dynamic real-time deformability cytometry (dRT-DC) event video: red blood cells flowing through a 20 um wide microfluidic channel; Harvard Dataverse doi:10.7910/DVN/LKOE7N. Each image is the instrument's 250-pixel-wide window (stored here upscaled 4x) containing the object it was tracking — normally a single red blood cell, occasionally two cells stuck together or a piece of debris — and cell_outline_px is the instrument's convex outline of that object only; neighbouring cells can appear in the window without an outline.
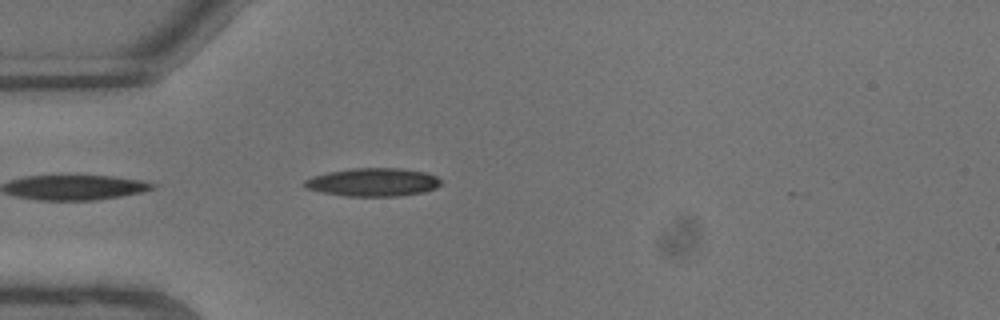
{"species": "common noctule bat (a hibernating species)", "species_latin": "Nyctalus noctula", "temperature_condition": "warm", "stored_images_in_passage": 3, "camera_frame_rate_fps": 3000, "um_per_image_px": 0.085, "animal": {"sex": "male", "body_mass_g": 13.3}, "frame": {"image": 1, "passage_image": 2, "time_ms": 0.333, "image_size_px": [1000, 320], "cell_outline_px": [[440, 184], [436, 188], [424, 192], [400, 196], [344, 196], [320, 192], [304, 188], [300, 184], [304, 180], [312, 176], [328, 172], [352, 168], [400, 168], [424, 172], [436, 176], [440, 180]], "centroid_in_image_um": [31.64, 15.49], "position_along_channel_um": 53.4, "area_um2": 22.66}}